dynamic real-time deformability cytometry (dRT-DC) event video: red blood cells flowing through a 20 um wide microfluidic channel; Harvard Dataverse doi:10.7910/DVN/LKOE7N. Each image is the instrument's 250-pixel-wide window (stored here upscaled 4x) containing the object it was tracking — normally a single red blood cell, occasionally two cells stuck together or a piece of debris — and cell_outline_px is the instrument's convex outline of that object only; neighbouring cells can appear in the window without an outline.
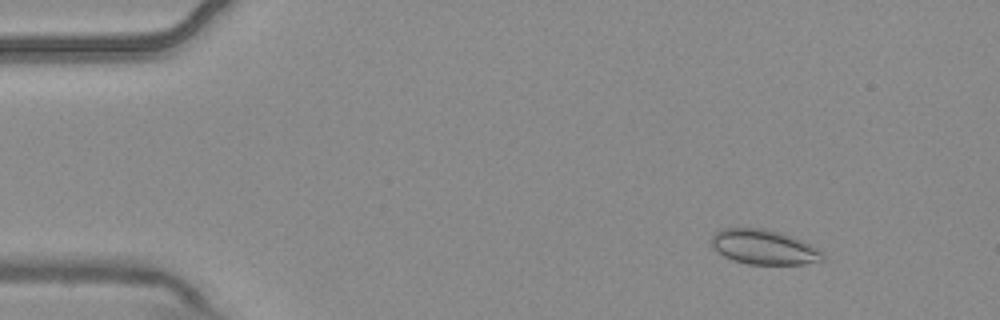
{"species": "common noctule bat (a hibernating species)", "species_latin": "Nyctalus noctula", "temperature_condition": "warm", "stored_images_in_passage": 1, "camera_frame_rate_fps": 3000, "um_per_image_px": 0.085, "animal": {"sex": "male", "body_mass_g": 20.4}, "frame": {"image": 1, "passage_image": 1, "time_ms": 0.0, "image_size_px": [1000, 320], "cell_outline_px": [[824, 260], [804, 264], [748, 264], [732, 260], [716, 252], [712, 248], [712, 232], [720, 228], [764, 228], [792, 236], [812, 244], [824, 256]], "centroid_in_image_um": [64.88, 20.99], "position_along_channel_um": 20.1, "area_um2": 22.72}}